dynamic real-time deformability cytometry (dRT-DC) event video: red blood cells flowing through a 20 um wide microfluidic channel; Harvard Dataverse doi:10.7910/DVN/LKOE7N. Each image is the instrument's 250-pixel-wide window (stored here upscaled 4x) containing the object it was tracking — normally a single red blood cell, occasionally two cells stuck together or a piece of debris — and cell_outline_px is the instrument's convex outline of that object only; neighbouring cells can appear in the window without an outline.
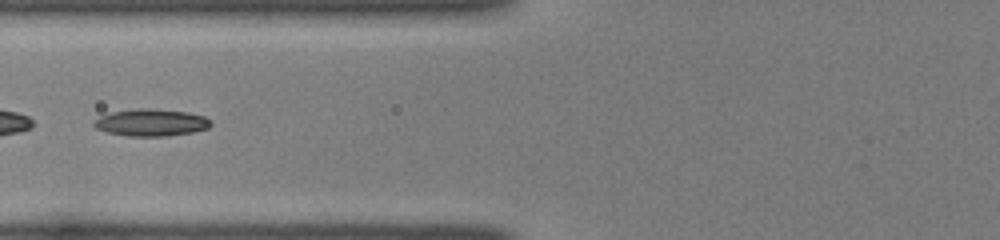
{"species": "common noctule bat (a hibernating species)", "species_latin": "Nyctalus noctula", "temperature_condition": "room temperature", "stored_images_in_passage": 38, "camera_frame_rate_fps": 3000, "um_per_image_px": 0.085, "animal": {"sex": "female", "body_mass_g": 22.0, "forearm_length_mm": 56.7}, "frame": {"image": 1, "passage_image": 11, "time_ms": 3.333, "image_size_px": [1000, 240], "cell_outline_px": [[212, 124], [208, 128], [192, 132], [168, 136], [128, 136], [108, 132], [96, 128], [92, 124], [100, 116], [112, 112], [136, 108], [148, 108], [188, 112], [204, 116], [212, 120]], "centroid_in_image_um": [12.87, 10.41], "position_along_channel_um": 112.9, "area_um2": 18.44}}
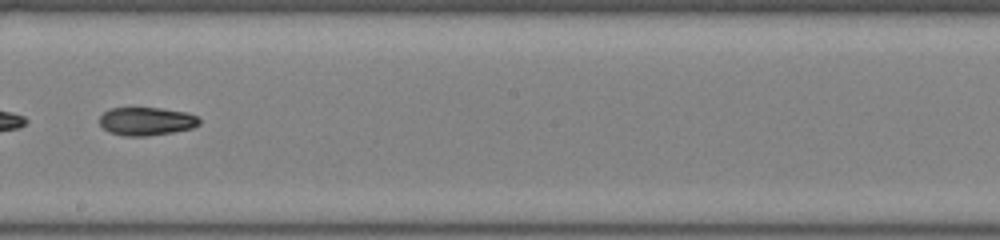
{"frame": {"image": 2, "passage_image": 20, "time_ms": 6.333, "image_size_px": [1000, 240], "cell_outline_px": [[200, 124], [192, 128], [172, 132], [144, 136], [124, 136], [108, 132], [100, 124], [100, 116], [104, 112], [112, 108], [160, 108], [184, 112], [196, 116], [200, 120]], "centroid_in_image_um": [12.43, 10.31], "position_along_channel_um": 235.8, "area_um2": 16.24}}
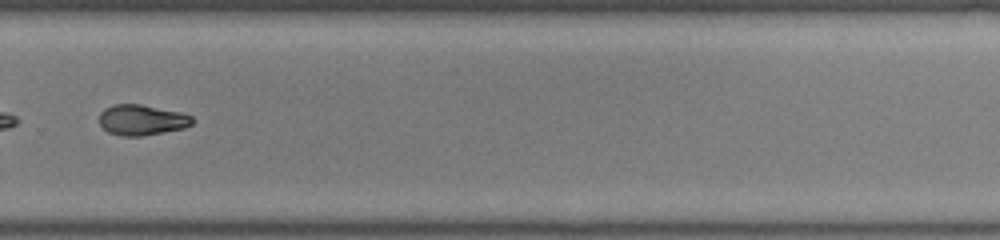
{"frame": {"image": 3, "passage_image": 26, "time_ms": 8.333, "image_size_px": [1000, 240], "cell_outline_px": [[192, 124], [184, 128], [144, 136], [120, 136], [108, 132], [100, 124], [100, 112], [104, 108], [112, 104], [140, 104], [180, 112], [192, 116]], "centroid_in_image_um": [12.03, 10.2], "position_along_channel_um": 317.8, "area_um2": 16.59}, "authors_computed_cell_mechanics": {"area_um2": 17.3978, "velocity_mm_per_s": 4.1027, "shape_relaxation_time_tau1_ms": 6.1673, "shape_relaxation_time_tau2_ms": 6.2008, "deformation_change_tau1": 0.1911, "deformation_change_tau2": 0.1014}}